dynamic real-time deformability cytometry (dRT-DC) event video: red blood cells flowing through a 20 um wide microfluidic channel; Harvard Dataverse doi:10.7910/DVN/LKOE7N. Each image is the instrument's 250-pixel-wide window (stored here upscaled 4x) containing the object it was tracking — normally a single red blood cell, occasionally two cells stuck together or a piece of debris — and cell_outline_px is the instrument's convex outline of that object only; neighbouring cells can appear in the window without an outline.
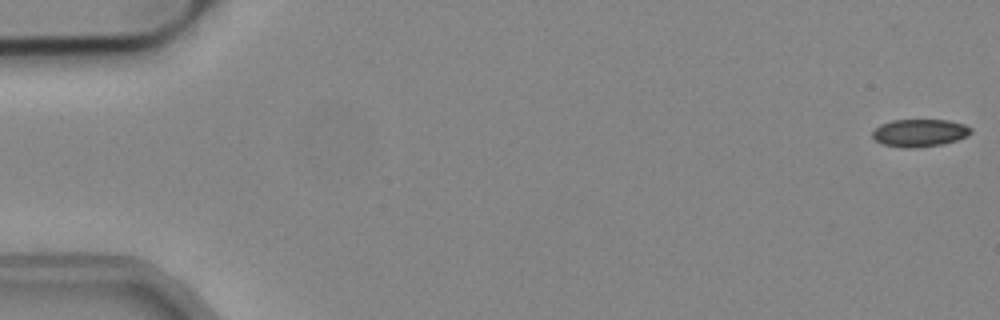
{"species": "common noctule bat (a hibernating species)", "species_latin": "Nyctalus noctula", "temperature_condition": "cold", "stored_images_in_passage": 54, "camera_frame_rate_fps": 3000, "um_per_image_px": 0.085, "animal": {"sex": "male", "body_mass_g": 19.2, "forearm_length_mm": 51.8}, "frame": {"image": 1, "passage_image": 1, "time_ms": 0.0, "image_size_px": [1000, 320], "cell_outline_px": [[972, 132], [968, 136], [944, 144], [916, 148], [904, 148], [880, 144], [872, 136], [872, 132], [880, 124], [892, 120], [948, 120], [964, 124], [972, 128]], "centroid_in_image_um": [78.17, 11.3], "position_along_channel_um": 6.8, "area_um2": 16.01}}
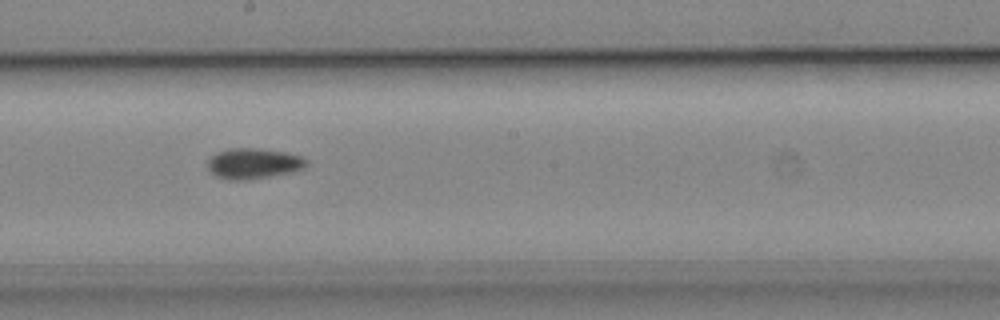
{"frame": {"image": 2, "passage_image": 30, "time_ms": 9.667, "image_size_px": [1000, 320], "cell_outline_px": [[308, 164], [304, 168], [292, 172], [244, 180], [228, 180], [216, 176], [208, 168], [208, 160], [216, 152], [228, 148], [256, 148], [288, 152], [304, 156], [308, 160]], "centroid_in_image_um": [21.58, 13.88], "position_along_channel_um": 226.6, "area_um2": 17.74}}
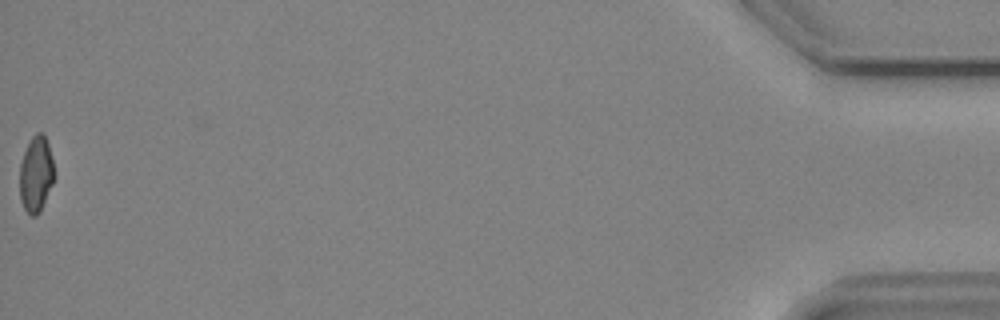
{"frame": {"image": 3, "passage_image": 54, "time_ms": 17.667, "image_size_px": [1000, 320], "cell_outline_px": [[52, 184], [40, 212], [36, 216], [32, 216], [24, 208], [20, 200], [20, 164], [24, 152], [32, 136], [36, 132], [44, 132], [48, 144], [52, 160]], "centroid_in_image_um": [3.04, 14.79], "position_along_channel_um": 432.2, "area_um2": 14.97}}